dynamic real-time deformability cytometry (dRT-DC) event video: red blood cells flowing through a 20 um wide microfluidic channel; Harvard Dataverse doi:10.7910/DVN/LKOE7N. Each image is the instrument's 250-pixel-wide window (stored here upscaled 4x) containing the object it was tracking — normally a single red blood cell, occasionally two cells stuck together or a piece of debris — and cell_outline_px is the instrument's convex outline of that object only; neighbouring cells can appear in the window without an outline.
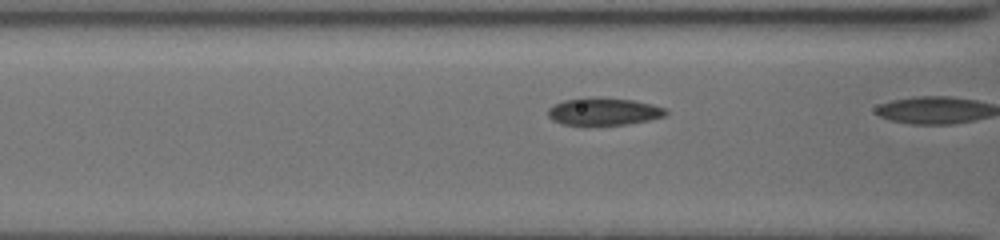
{"species": "common noctule bat (a hibernating species)", "species_latin": "Nyctalus noctula", "temperature_condition": "cold", "stored_images_in_passage": 11, "camera_frame_rate_fps": 3000, "um_per_image_px": 0.085, "animal": {"sex": "female", "body_mass_g": 19.5, "forearm_length_mm": 54.1}, "frame": {"image": 1, "passage_image": 10, "time_ms": 3.0, "image_size_px": [1000, 240], "cell_outline_px": [[668, 112], [664, 116], [648, 120], [628, 124], [564, 124], [552, 120], [548, 116], [548, 108], [564, 100], [632, 100], [652, 104], [668, 108]], "centroid_in_image_um": [51.38, 9.51], "position_along_channel_um": 115.2, "area_um2": 17.74}}